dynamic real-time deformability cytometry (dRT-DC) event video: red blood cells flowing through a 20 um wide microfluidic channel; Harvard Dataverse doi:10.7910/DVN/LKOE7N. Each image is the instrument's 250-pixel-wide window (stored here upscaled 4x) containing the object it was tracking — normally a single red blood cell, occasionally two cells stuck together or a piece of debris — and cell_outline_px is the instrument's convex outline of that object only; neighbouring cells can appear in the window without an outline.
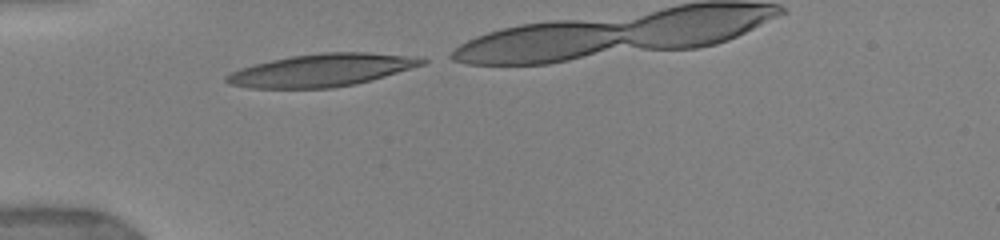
{"species": "human", "species_latin": "Homo sapiens", "temperature_condition": "warm", "stored_images_in_passage": 10, "camera_frame_rate_fps": 3000, "um_per_image_px": 0.085, "donor": {"sex": "female"}, "frame": {"image": 1, "passage_image": 1, "time_ms": 0.0, "image_size_px": [1000, 240], "cell_outline_px": [[428, 60], [424, 64], [384, 76], [356, 84], [332, 88], [248, 88], [228, 84], [224, 80], [224, 76], [240, 68], [272, 60], [292, 56], [324, 52], [364, 52], [404, 56]], "centroid_in_image_um": [27.26, 5.98], "position_along_channel_um": 57.7, "area_um2": 36.65}}